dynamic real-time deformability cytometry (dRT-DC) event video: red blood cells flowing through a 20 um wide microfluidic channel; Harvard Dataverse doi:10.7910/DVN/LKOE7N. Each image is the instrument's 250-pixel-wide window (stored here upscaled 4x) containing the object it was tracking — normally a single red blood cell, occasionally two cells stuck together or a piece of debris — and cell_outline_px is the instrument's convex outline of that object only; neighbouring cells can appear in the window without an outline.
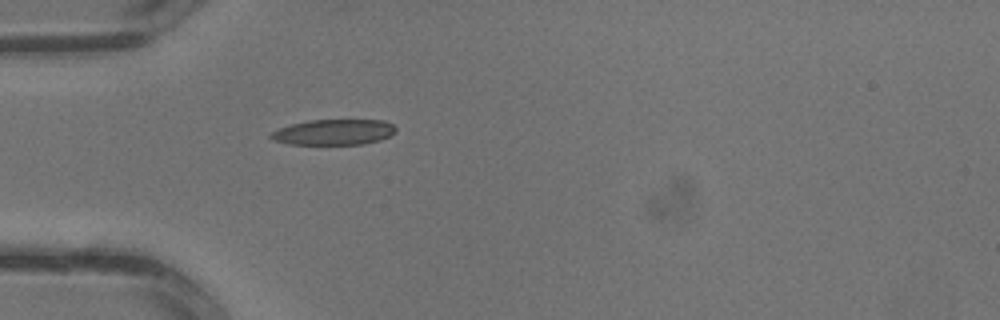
{"species": "common noctule bat (a hibernating species)", "species_latin": "Nyctalus noctula", "temperature_condition": "warm", "stored_images_in_passage": 1, "camera_frame_rate_fps": 3000, "um_per_image_px": 0.085, "animal": {"sex": "male", "body_mass_g": 13.3}, "frame": {"image": 1, "passage_image": 1, "time_ms": 0.0, "image_size_px": [1000, 320], "cell_outline_px": [[396, 132], [380, 140], [364, 144], [288, 144], [272, 140], [268, 136], [272, 132], [280, 128], [292, 124], [308, 120], [384, 120], [392, 124], [396, 128]], "centroid_in_image_um": [28.37, 11.23], "position_along_channel_um": 56.6, "area_um2": 18.61}}